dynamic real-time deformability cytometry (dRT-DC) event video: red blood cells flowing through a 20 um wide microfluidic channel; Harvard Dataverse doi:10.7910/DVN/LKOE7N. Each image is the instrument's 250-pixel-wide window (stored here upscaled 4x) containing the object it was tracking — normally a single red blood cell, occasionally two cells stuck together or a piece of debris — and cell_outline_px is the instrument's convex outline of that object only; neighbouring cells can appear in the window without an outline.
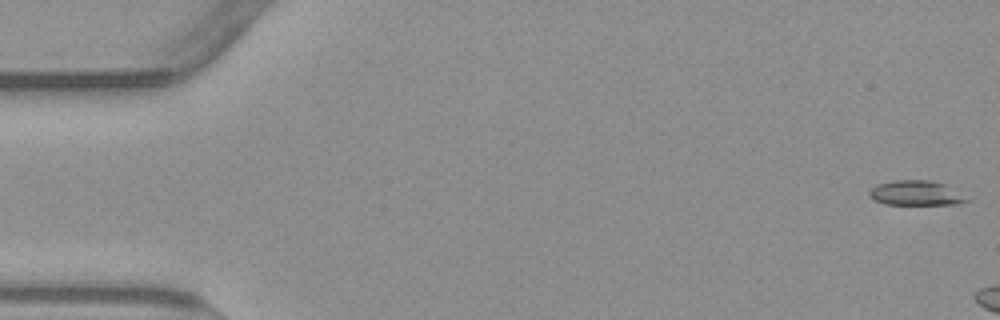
{"species": "common noctule bat (a hibernating species)", "species_latin": "Nyctalus noctula", "temperature_condition": "warm", "stored_images_in_passage": 6, "camera_frame_rate_fps": 3000, "um_per_image_px": 0.085, "animal": {"sex": "male", "body_mass_g": 23.1, "forearm_length_mm": 52.7}, "frame": {"image": 1, "passage_image": 1, "time_ms": 0.0, "image_size_px": [1000, 320], "cell_outline_px": [[972, 200], [956, 204], [884, 204], [872, 200], [868, 196], [868, 192], [876, 184], [892, 180], [932, 180], [944, 184]], "centroid_in_image_um": [77.8, 16.41], "position_along_channel_um": 7.2, "area_um2": 14.16}}